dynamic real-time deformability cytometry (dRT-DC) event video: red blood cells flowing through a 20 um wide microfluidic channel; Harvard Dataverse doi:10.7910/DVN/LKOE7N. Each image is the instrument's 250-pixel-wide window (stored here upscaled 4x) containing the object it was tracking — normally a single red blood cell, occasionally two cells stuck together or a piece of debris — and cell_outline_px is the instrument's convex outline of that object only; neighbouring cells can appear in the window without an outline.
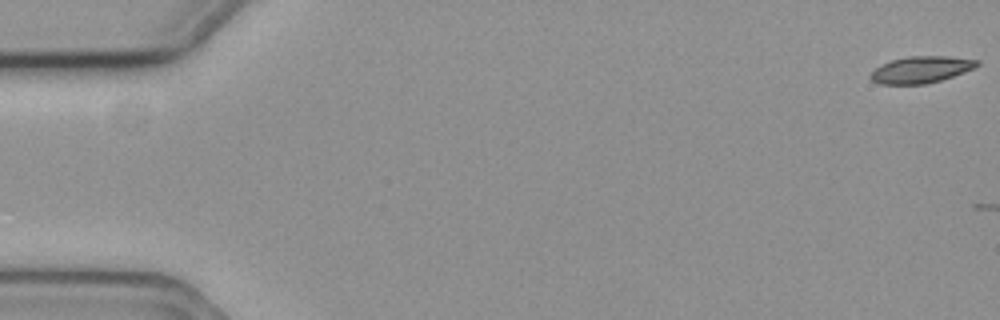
{"species": "common noctule bat (a hibernating species)", "species_latin": "Nyctalus noctula", "temperature_condition": "cold", "stored_images_in_passage": 3, "camera_frame_rate_fps": 3000, "um_per_image_px": 0.085, "animal": {"sex": "female", "body_mass_g": 19.3, "forearm_length_mm": 54.1}, "frame": {"image": 1, "passage_image": 1, "time_ms": 0.0, "image_size_px": [1000, 320], "cell_outline_px": [[980, 64], [964, 72], [940, 80], [924, 84], [880, 84], [872, 80], [868, 76], [880, 64], [892, 60], [908, 56], [948, 56], [980, 60]], "centroid_in_image_um": [78.27, 5.91], "position_along_channel_um": 6.7, "area_um2": 16.47}}